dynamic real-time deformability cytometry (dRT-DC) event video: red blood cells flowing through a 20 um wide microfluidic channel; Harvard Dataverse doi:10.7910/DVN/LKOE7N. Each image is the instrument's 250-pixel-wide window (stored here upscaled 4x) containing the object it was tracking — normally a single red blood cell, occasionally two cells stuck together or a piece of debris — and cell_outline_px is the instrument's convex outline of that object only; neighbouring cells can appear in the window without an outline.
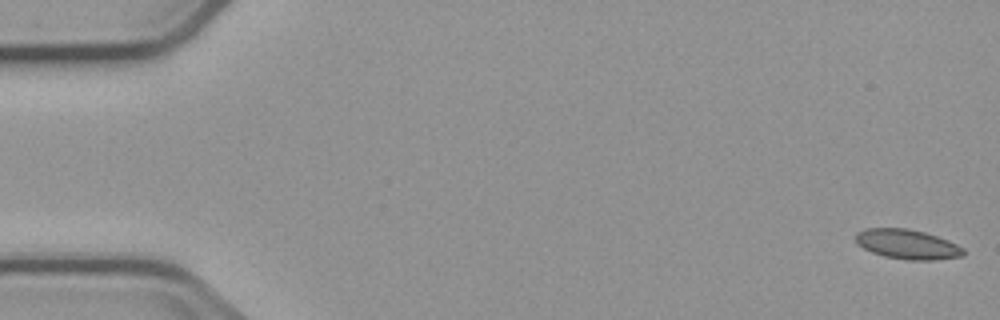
{"species": "common noctule bat (a hibernating species)", "species_latin": "Nyctalus noctula", "temperature_condition": "cold", "stored_images_in_passage": 5, "camera_frame_rate_fps": 3000, "um_per_image_px": 0.085, "animal": {"sex": "male", "body_mass_g": 23.1, "forearm_length_mm": 52.7}, "frame": {"image": 1, "passage_image": 1, "time_ms": 0.0, "image_size_px": [1000, 320], "cell_outline_px": [[964, 256], [936, 260], [908, 260], [884, 256], [872, 252], [856, 244], [856, 232], [864, 228], [908, 228], [924, 232], [948, 240], [964, 248]], "centroid_in_image_um": [77.12, 20.76], "position_along_channel_um": 7.9, "area_um2": 18.73}}
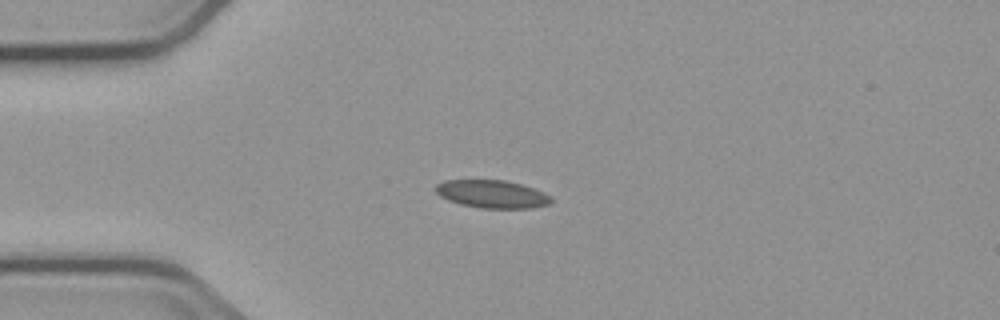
{"frame": {"image": 2, "passage_image": 4, "time_ms": 4.333, "image_size_px": [1000, 320], "cell_outline_px": [[552, 200], [548, 204], [532, 208], [484, 208], [460, 204], [448, 200], [440, 196], [432, 188], [436, 184], [444, 180], [504, 180], [520, 184], [544, 192], [552, 196]], "centroid_in_image_um": [41.79, 16.49], "position_along_channel_um": 43.2, "area_um2": 18.79}}